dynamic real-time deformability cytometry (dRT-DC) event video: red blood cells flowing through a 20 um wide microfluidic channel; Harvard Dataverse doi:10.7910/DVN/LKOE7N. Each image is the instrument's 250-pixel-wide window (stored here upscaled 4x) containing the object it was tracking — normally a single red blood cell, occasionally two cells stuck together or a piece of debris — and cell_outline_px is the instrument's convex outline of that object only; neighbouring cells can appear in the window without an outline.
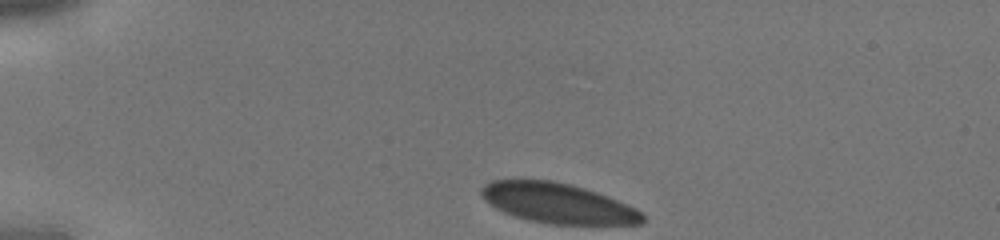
{"species": "human", "species_latin": "Homo sapiens", "temperature_condition": "cold", "stored_images_in_passage": 29, "camera_frame_rate_fps": 3000, "um_per_image_px": 0.085, "donor": {"sex": "male"}, "frame": {"image": 1, "passage_image": 1, "time_ms": 0.0, "image_size_px": [1000, 240], "cell_outline_px": [[644, 224], [552, 224], [528, 220], [504, 212], [496, 208], [484, 200], [480, 196], [480, 188], [484, 184], [492, 180], [552, 180], [584, 188], [608, 196], [636, 208], [644, 216]], "centroid_in_image_um": [47.39, 17.27], "position_along_channel_um": 37.6, "area_um2": 37.51}}
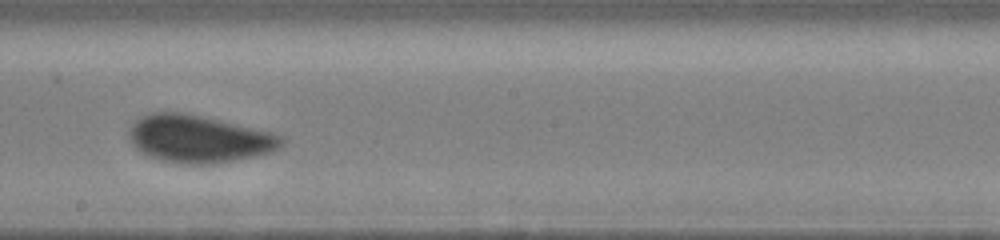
{"frame": {"image": 2, "passage_image": 17, "time_ms": 5.333, "image_size_px": [1000, 240], "cell_outline_px": [[284, 144], [280, 148], [272, 152], [256, 156], [236, 160], [212, 164], [180, 164], [164, 160], [140, 152], [132, 144], [128, 132], [132, 124], [136, 120], [152, 112], [180, 112], [200, 116], [272, 132], [284, 136]], "centroid_in_image_um": [16.93, 11.81], "position_along_channel_um": 231.3, "area_um2": 41.96}}
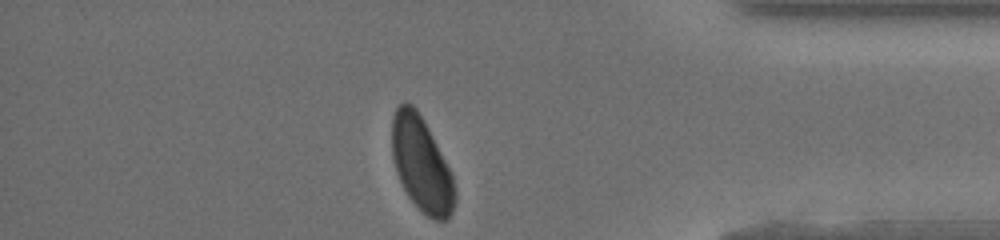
{"frame": {"image": 3, "passage_image": 29, "time_ms": 9.333, "image_size_px": [1000, 240], "cell_outline_px": [[456, 200], [452, 212], [448, 220], [432, 220], [408, 196], [396, 172], [392, 156], [392, 120], [396, 108], [404, 100], [412, 104], [416, 108], [424, 120], [452, 176], [456, 192]], "centroid_in_image_um": [35.82, 13.96], "position_along_channel_um": 399.4, "area_um2": 34.28}}